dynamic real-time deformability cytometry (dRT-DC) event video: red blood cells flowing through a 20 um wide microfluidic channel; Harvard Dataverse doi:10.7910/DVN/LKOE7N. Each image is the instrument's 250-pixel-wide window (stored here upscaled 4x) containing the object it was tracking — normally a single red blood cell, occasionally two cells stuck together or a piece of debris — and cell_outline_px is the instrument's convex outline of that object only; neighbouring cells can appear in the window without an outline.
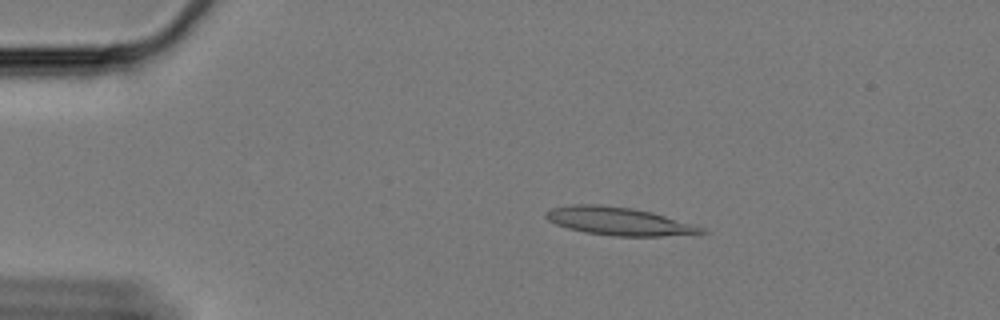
{"species": "Egyptian fruit bat (a non-hibernating species)", "species_latin": "Rousettus aegyptiacus", "temperature_condition": "cold", "stored_images_in_passage": 59, "camera_frame_rate_fps": 3000, "um_per_image_px": 0.085, "animal": {"sex": "female"}, "frame": {"image": 1, "passage_image": 11, "time_ms": 3.333, "image_size_px": [1000, 320], "cell_outline_px": [[708, 232], [660, 236], [616, 236], [584, 232], [568, 228], [556, 224], [548, 220], [544, 216], [544, 212], [552, 208], [572, 204], [600, 204], [632, 208], [652, 212], [692, 224], [704, 228]], "centroid_in_image_um": [52.54, 18.79], "position_along_channel_um": 32.5, "area_um2": 25.2}}
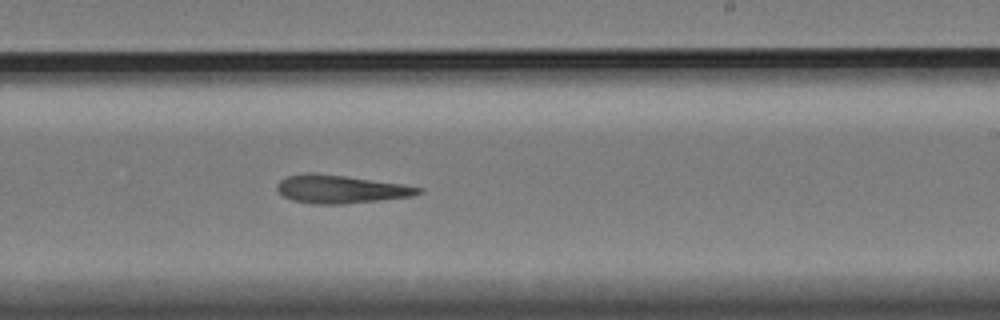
{"frame": {"image": 2, "passage_image": 36, "time_ms": 11.667, "image_size_px": [1000, 320], "cell_outline_px": [[424, 192], [412, 196], [380, 200], [344, 204], [312, 204], [292, 200], [284, 196], [276, 188], [276, 184], [280, 180], [288, 176], [308, 172], [344, 176], [400, 184], [424, 188]], "centroid_in_image_um": [28.94, 16.09], "position_along_channel_um": 260.1, "area_um2": 23.0}}
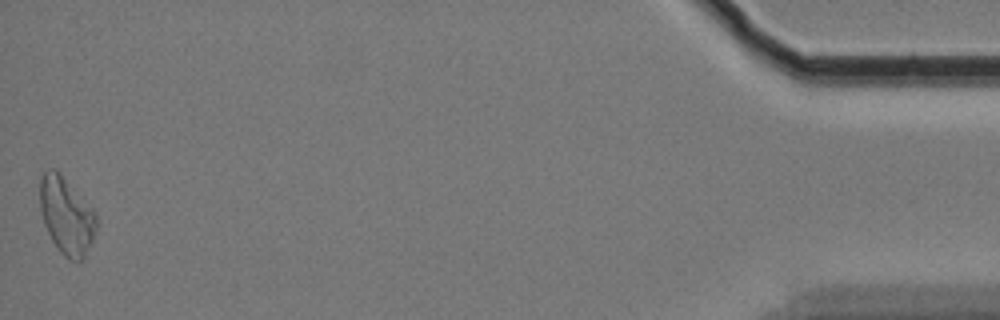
{"frame": {"image": 3, "passage_image": 59, "time_ms": 19.333, "image_size_px": [1000, 320], "cell_outline_px": [[96, 232], [84, 260], [68, 260], [60, 252], [52, 240], [44, 224], [40, 208], [40, 180], [44, 172], [48, 168], [56, 168], [60, 172], [92, 208], [96, 216]], "centroid_in_image_um": [5.65, 18.34], "position_along_channel_um": 429.6, "area_um2": 25.37}}